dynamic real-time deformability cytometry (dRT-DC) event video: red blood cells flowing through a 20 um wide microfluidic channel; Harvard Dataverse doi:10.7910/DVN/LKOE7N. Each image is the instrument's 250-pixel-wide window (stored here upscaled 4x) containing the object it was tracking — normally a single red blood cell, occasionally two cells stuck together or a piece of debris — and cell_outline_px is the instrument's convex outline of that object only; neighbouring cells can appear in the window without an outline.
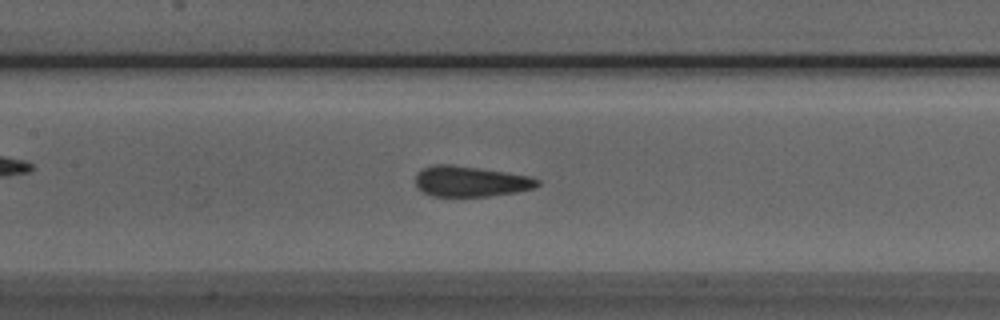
{"species": "Egyptian fruit bat (a non-hibernating species)", "species_latin": "Rousettus aegyptiacus", "temperature_condition": "room temperature", "stored_images_in_passage": 41, "camera_frame_rate_fps": 3000, "um_per_image_px": 0.085, "animal": {"sex": "male"}, "frame": {"image": 1, "passage_image": 13, "time_ms": 4.0, "image_size_px": [1000, 320], "cell_outline_px": [[540, 184], [532, 188], [516, 192], [488, 196], [432, 196], [416, 188], [416, 172], [424, 168], [436, 164], [452, 164], [504, 172], [528, 176], [540, 180]], "centroid_in_image_um": [39.95, 15.42], "position_along_channel_um": 167.4, "area_um2": 21.56}}
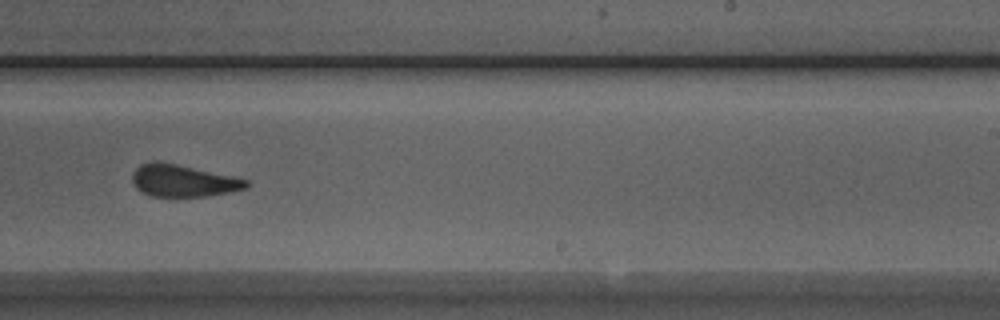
{"frame": {"image": 2, "passage_image": 21, "time_ms": 6.667, "image_size_px": [1000, 320], "cell_outline_px": [[248, 188], [232, 192], [204, 196], [152, 196], [140, 192], [136, 188], [132, 180], [132, 176], [136, 168], [140, 164], [176, 164], [232, 176], [248, 180]], "centroid_in_image_um": [15.6, 15.4], "position_along_channel_um": 273.4, "area_um2": 20.69}}
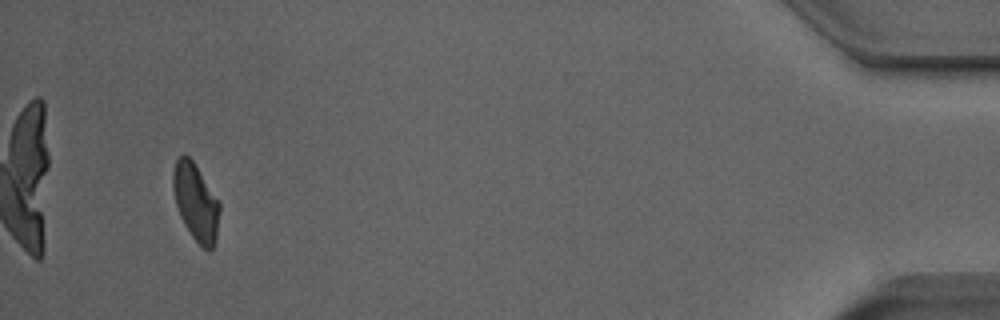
{"frame": {"image": 3, "passage_image": 38, "time_ms": 12.333, "image_size_px": [1000, 320], "cell_outline_px": [[220, 208], [216, 244], [208, 252], [192, 236], [184, 224], [180, 216], [176, 204], [172, 188], [172, 172], [176, 160], [184, 152], [192, 160], [220, 204]], "centroid_in_image_um": [16.63, 17.19], "position_along_channel_um": 418.6, "area_um2": 20.81}, "authors_computed_cell_mechanics": {"area_um2": 21.7906, "velocity_mm_per_s": 3.9937, "shape_relaxation_time_tau1_ms": null, "shape_relaxation_time_tau2_ms": 1.6903, "deformation_change_tau1": null, "deformation_change_tau2": 0.0703}}